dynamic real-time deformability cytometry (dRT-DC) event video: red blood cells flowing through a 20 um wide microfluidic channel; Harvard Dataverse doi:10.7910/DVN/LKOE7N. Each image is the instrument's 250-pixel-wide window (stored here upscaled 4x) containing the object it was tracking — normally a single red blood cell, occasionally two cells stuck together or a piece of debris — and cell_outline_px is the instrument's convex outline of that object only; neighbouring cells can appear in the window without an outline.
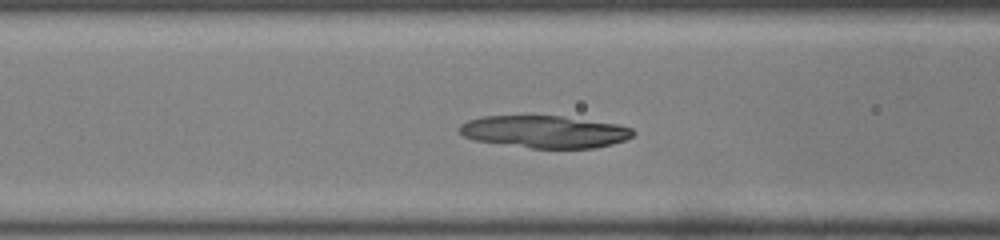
{"species": "common noctule bat (a hibernating species)", "species_latin": "Nyctalus noctula", "temperature_condition": "room temperature", "stored_images_in_passage": 24, "camera_frame_rate_fps": 3000, "um_per_image_px": 0.085, "animal": {"sex": "male", "body_mass_g": 19.0, "forearm_length_mm": 50.8}, "frame": {"image": 1, "passage_image": 5, "time_ms": 1.333, "image_size_px": [1000, 240], "cell_outline_px": [[636, 132], [632, 136], [624, 140], [612, 144], [592, 148], [528, 148], [472, 140], [464, 136], [460, 132], [460, 124], [468, 120], [484, 116], [560, 116], [616, 124], [632, 128]], "centroid_in_image_um": [46.27, 11.2], "position_along_channel_um": 120.3, "area_um2": 32.54}}
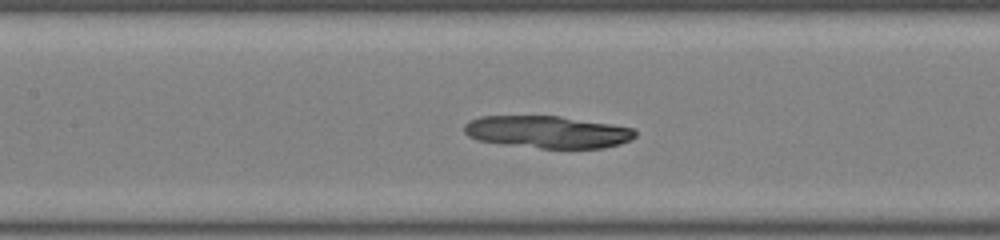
{"frame": {"image": 2, "passage_image": 8, "time_ms": 2.333, "image_size_px": [1000, 240], "cell_outline_px": [[636, 136], [620, 144], [604, 148], [540, 148], [504, 144], [476, 140], [468, 136], [464, 132], [464, 124], [480, 116], [560, 116], [612, 124], [632, 128], [636, 132]], "centroid_in_image_um": [46.52, 11.22], "position_along_channel_um": 160.9, "area_um2": 32.08}}